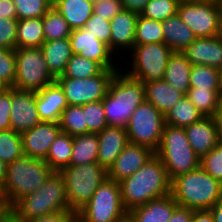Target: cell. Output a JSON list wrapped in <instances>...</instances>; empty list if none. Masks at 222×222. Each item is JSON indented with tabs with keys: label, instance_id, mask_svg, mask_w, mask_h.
Segmentation results:
<instances>
[{
	"label": "cell",
	"instance_id": "obj_62",
	"mask_svg": "<svg viewBox=\"0 0 222 222\" xmlns=\"http://www.w3.org/2000/svg\"><path fill=\"white\" fill-rule=\"evenodd\" d=\"M220 90L222 95V69H220Z\"/></svg>",
	"mask_w": 222,
	"mask_h": 222
},
{
	"label": "cell",
	"instance_id": "obj_17",
	"mask_svg": "<svg viewBox=\"0 0 222 222\" xmlns=\"http://www.w3.org/2000/svg\"><path fill=\"white\" fill-rule=\"evenodd\" d=\"M155 154L151 149L128 143L107 170V178L120 182L144 166Z\"/></svg>",
	"mask_w": 222,
	"mask_h": 222
},
{
	"label": "cell",
	"instance_id": "obj_29",
	"mask_svg": "<svg viewBox=\"0 0 222 222\" xmlns=\"http://www.w3.org/2000/svg\"><path fill=\"white\" fill-rule=\"evenodd\" d=\"M99 139L97 133H86L73 137L70 165H85L98 161Z\"/></svg>",
	"mask_w": 222,
	"mask_h": 222
},
{
	"label": "cell",
	"instance_id": "obj_2",
	"mask_svg": "<svg viewBox=\"0 0 222 222\" xmlns=\"http://www.w3.org/2000/svg\"><path fill=\"white\" fill-rule=\"evenodd\" d=\"M144 101V83L127 75L120 66L102 100L108 126L126 128L131 115Z\"/></svg>",
	"mask_w": 222,
	"mask_h": 222
},
{
	"label": "cell",
	"instance_id": "obj_55",
	"mask_svg": "<svg viewBox=\"0 0 222 222\" xmlns=\"http://www.w3.org/2000/svg\"><path fill=\"white\" fill-rule=\"evenodd\" d=\"M218 129L220 131V135L222 137V95H220L217 111L214 116Z\"/></svg>",
	"mask_w": 222,
	"mask_h": 222
},
{
	"label": "cell",
	"instance_id": "obj_27",
	"mask_svg": "<svg viewBox=\"0 0 222 222\" xmlns=\"http://www.w3.org/2000/svg\"><path fill=\"white\" fill-rule=\"evenodd\" d=\"M52 6L64 17L72 30L84 28L93 14L92 0H53Z\"/></svg>",
	"mask_w": 222,
	"mask_h": 222
},
{
	"label": "cell",
	"instance_id": "obj_60",
	"mask_svg": "<svg viewBox=\"0 0 222 222\" xmlns=\"http://www.w3.org/2000/svg\"><path fill=\"white\" fill-rule=\"evenodd\" d=\"M215 1H216V4H217V7H218L220 20H221V23H222V0H215Z\"/></svg>",
	"mask_w": 222,
	"mask_h": 222
},
{
	"label": "cell",
	"instance_id": "obj_48",
	"mask_svg": "<svg viewBox=\"0 0 222 222\" xmlns=\"http://www.w3.org/2000/svg\"><path fill=\"white\" fill-rule=\"evenodd\" d=\"M11 87L0 92V131L11 129Z\"/></svg>",
	"mask_w": 222,
	"mask_h": 222
},
{
	"label": "cell",
	"instance_id": "obj_20",
	"mask_svg": "<svg viewBox=\"0 0 222 222\" xmlns=\"http://www.w3.org/2000/svg\"><path fill=\"white\" fill-rule=\"evenodd\" d=\"M182 53L192 65L201 64L222 69V34L195 38Z\"/></svg>",
	"mask_w": 222,
	"mask_h": 222
},
{
	"label": "cell",
	"instance_id": "obj_35",
	"mask_svg": "<svg viewBox=\"0 0 222 222\" xmlns=\"http://www.w3.org/2000/svg\"><path fill=\"white\" fill-rule=\"evenodd\" d=\"M45 41L69 38L72 29L64 17L52 6L42 17Z\"/></svg>",
	"mask_w": 222,
	"mask_h": 222
},
{
	"label": "cell",
	"instance_id": "obj_9",
	"mask_svg": "<svg viewBox=\"0 0 222 222\" xmlns=\"http://www.w3.org/2000/svg\"><path fill=\"white\" fill-rule=\"evenodd\" d=\"M127 213L122 203L119 182L106 178L76 213V218L80 222H116Z\"/></svg>",
	"mask_w": 222,
	"mask_h": 222
},
{
	"label": "cell",
	"instance_id": "obj_11",
	"mask_svg": "<svg viewBox=\"0 0 222 222\" xmlns=\"http://www.w3.org/2000/svg\"><path fill=\"white\" fill-rule=\"evenodd\" d=\"M165 126L164 114L152 103L144 101L131 115L126 131L129 143L145 146L156 152Z\"/></svg>",
	"mask_w": 222,
	"mask_h": 222
},
{
	"label": "cell",
	"instance_id": "obj_46",
	"mask_svg": "<svg viewBox=\"0 0 222 222\" xmlns=\"http://www.w3.org/2000/svg\"><path fill=\"white\" fill-rule=\"evenodd\" d=\"M18 19L0 18V47L9 50L17 48Z\"/></svg>",
	"mask_w": 222,
	"mask_h": 222
},
{
	"label": "cell",
	"instance_id": "obj_21",
	"mask_svg": "<svg viewBox=\"0 0 222 222\" xmlns=\"http://www.w3.org/2000/svg\"><path fill=\"white\" fill-rule=\"evenodd\" d=\"M36 106L41 121L59 122L61 113L68 103L57 81L36 92Z\"/></svg>",
	"mask_w": 222,
	"mask_h": 222
},
{
	"label": "cell",
	"instance_id": "obj_54",
	"mask_svg": "<svg viewBox=\"0 0 222 222\" xmlns=\"http://www.w3.org/2000/svg\"><path fill=\"white\" fill-rule=\"evenodd\" d=\"M209 210L214 217V222H222V195Z\"/></svg>",
	"mask_w": 222,
	"mask_h": 222
},
{
	"label": "cell",
	"instance_id": "obj_44",
	"mask_svg": "<svg viewBox=\"0 0 222 222\" xmlns=\"http://www.w3.org/2000/svg\"><path fill=\"white\" fill-rule=\"evenodd\" d=\"M16 75L15 50L0 47V77L12 87Z\"/></svg>",
	"mask_w": 222,
	"mask_h": 222
},
{
	"label": "cell",
	"instance_id": "obj_4",
	"mask_svg": "<svg viewBox=\"0 0 222 222\" xmlns=\"http://www.w3.org/2000/svg\"><path fill=\"white\" fill-rule=\"evenodd\" d=\"M52 172L44 160L23 155L7 164L6 179L0 196L11 208L22 197L37 191Z\"/></svg>",
	"mask_w": 222,
	"mask_h": 222
},
{
	"label": "cell",
	"instance_id": "obj_36",
	"mask_svg": "<svg viewBox=\"0 0 222 222\" xmlns=\"http://www.w3.org/2000/svg\"><path fill=\"white\" fill-rule=\"evenodd\" d=\"M220 89H189L186 97L204 115L214 117L217 111Z\"/></svg>",
	"mask_w": 222,
	"mask_h": 222
},
{
	"label": "cell",
	"instance_id": "obj_3",
	"mask_svg": "<svg viewBox=\"0 0 222 222\" xmlns=\"http://www.w3.org/2000/svg\"><path fill=\"white\" fill-rule=\"evenodd\" d=\"M171 194L180 207L209 210L222 195V183L199 167L174 178Z\"/></svg>",
	"mask_w": 222,
	"mask_h": 222
},
{
	"label": "cell",
	"instance_id": "obj_12",
	"mask_svg": "<svg viewBox=\"0 0 222 222\" xmlns=\"http://www.w3.org/2000/svg\"><path fill=\"white\" fill-rule=\"evenodd\" d=\"M120 69H104L99 75L89 78H56L62 87L68 105H85L103 100L111 80Z\"/></svg>",
	"mask_w": 222,
	"mask_h": 222
},
{
	"label": "cell",
	"instance_id": "obj_59",
	"mask_svg": "<svg viewBox=\"0 0 222 222\" xmlns=\"http://www.w3.org/2000/svg\"><path fill=\"white\" fill-rule=\"evenodd\" d=\"M116 222H135V220L129 213H127L124 217L118 219Z\"/></svg>",
	"mask_w": 222,
	"mask_h": 222
},
{
	"label": "cell",
	"instance_id": "obj_56",
	"mask_svg": "<svg viewBox=\"0 0 222 222\" xmlns=\"http://www.w3.org/2000/svg\"><path fill=\"white\" fill-rule=\"evenodd\" d=\"M1 222H29V221L19 218L13 211L9 210Z\"/></svg>",
	"mask_w": 222,
	"mask_h": 222
},
{
	"label": "cell",
	"instance_id": "obj_31",
	"mask_svg": "<svg viewBox=\"0 0 222 222\" xmlns=\"http://www.w3.org/2000/svg\"><path fill=\"white\" fill-rule=\"evenodd\" d=\"M17 48H40L45 42L41 18L18 20Z\"/></svg>",
	"mask_w": 222,
	"mask_h": 222
},
{
	"label": "cell",
	"instance_id": "obj_38",
	"mask_svg": "<svg viewBox=\"0 0 222 222\" xmlns=\"http://www.w3.org/2000/svg\"><path fill=\"white\" fill-rule=\"evenodd\" d=\"M190 89H220V69L206 65H192Z\"/></svg>",
	"mask_w": 222,
	"mask_h": 222
},
{
	"label": "cell",
	"instance_id": "obj_15",
	"mask_svg": "<svg viewBox=\"0 0 222 222\" xmlns=\"http://www.w3.org/2000/svg\"><path fill=\"white\" fill-rule=\"evenodd\" d=\"M10 109L11 129L19 134L41 122L36 106L35 91L18 90L11 87Z\"/></svg>",
	"mask_w": 222,
	"mask_h": 222
},
{
	"label": "cell",
	"instance_id": "obj_50",
	"mask_svg": "<svg viewBox=\"0 0 222 222\" xmlns=\"http://www.w3.org/2000/svg\"><path fill=\"white\" fill-rule=\"evenodd\" d=\"M0 18L17 19V9L13 0H0Z\"/></svg>",
	"mask_w": 222,
	"mask_h": 222
},
{
	"label": "cell",
	"instance_id": "obj_37",
	"mask_svg": "<svg viewBox=\"0 0 222 222\" xmlns=\"http://www.w3.org/2000/svg\"><path fill=\"white\" fill-rule=\"evenodd\" d=\"M164 42L162 21L147 19L139 14L135 29L134 45Z\"/></svg>",
	"mask_w": 222,
	"mask_h": 222
},
{
	"label": "cell",
	"instance_id": "obj_23",
	"mask_svg": "<svg viewBox=\"0 0 222 222\" xmlns=\"http://www.w3.org/2000/svg\"><path fill=\"white\" fill-rule=\"evenodd\" d=\"M178 206L170 193L132 208L128 213L135 222H168Z\"/></svg>",
	"mask_w": 222,
	"mask_h": 222
},
{
	"label": "cell",
	"instance_id": "obj_28",
	"mask_svg": "<svg viewBox=\"0 0 222 222\" xmlns=\"http://www.w3.org/2000/svg\"><path fill=\"white\" fill-rule=\"evenodd\" d=\"M191 66L192 64L182 52H173L166 66L163 79L186 95L190 89Z\"/></svg>",
	"mask_w": 222,
	"mask_h": 222
},
{
	"label": "cell",
	"instance_id": "obj_13",
	"mask_svg": "<svg viewBox=\"0 0 222 222\" xmlns=\"http://www.w3.org/2000/svg\"><path fill=\"white\" fill-rule=\"evenodd\" d=\"M177 14L191 28L196 38L222 34V23L215 0L180 2Z\"/></svg>",
	"mask_w": 222,
	"mask_h": 222
},
{
	"label": "cell",
	"instance_id": "obj_41",
	"mask_svg": "<svg viewBox=\"0 0 222 222\" xmlns=\"http://www.w3.org/2000/svg\"><path fill=\"white\" fill-rule=\"evenodd\" d=\"M17 9V19H33L43 17L52 7V0H13Z\"/></svg>",
	"mask_w": 222,
	"mask_h": 222
},
{
	"label": "cell",
	"instance_id": "obj_57",
	"mask_svg": "<svg viewBox=\"0 0 222 222\" xmlns=\"http://www.w3.org/2000/svg\"><path fill=\"white\" fill-rule=\"evenodd\" d=\"M6 172H7V164L0 160V192L2 191L3 185L6 179Z\"/></svg>",
	"mask_w": 222,
	"mask_h": 222
},
{
	"label": "cell",
	"instance_id": "obj_40",
	"mask_svg": "<svg viewBox=\"0 0 222 222\" xmlns=\"http://www.w3.org/2000/svg\"><path fill=\"white\" fill-rule=\"evenodd\" d=\"M179 3L178 0H150L140 15L147 19L164 21L177 15Z\"/></svg>",
	"mask_w": 222,
	"mask_h": 222
},
{
	"label": "cell",
	"instance_id": "obj_10",
	"mask_svg": "<svg viewBox=\"0 0 222 222\" xmlns=\"http://www.w3.org/2000/svg\"><path fill=\"white\" fill-rule=\"evenodd\" d=\"M16 75L13 88L39 91L56 81L50 73L41 48H16Z\"/></svg>",
	"mask_w": 222,
	"mask_h": 222
},
{
	"label": "cell",
	"instance_id": "obj_34",
	"mask_svg": "<svg viewBox=\"0 0 222 222\" xmlns=\"http://www.w3.org/2000/svg\"><path fill=\"white\" fill-rule=\"evenodd\" d=\"M104 68L96 61L73 54L69 59L65 72L57 78H89L99 75Z\"/></svg>",
	"mask_w": 222,
	"mask_h": 222
},
{
	"label": "cell",
	"instance_id": "obj_32",
	"mask_svg": "<svg viewBox=\"0 0 222 222\" xmlns=\"http://www.w3.org/2000/svg\"><path fill=\"white\" fill-rule=\"evenodd\" d=\"M72 149L73 137L60 132L52 142L49 153L44 161L53 171L59 172L64 167L70 165Z\"/></svg>",
	"mask_w": 222,
	"mask_h": 222
},
{
	"label": "cell",
	"instance_id": "obj_39",
	"mask_svg": "<svg viewBox=\"0 0 222 222\" xmlns=\"http://www.w3.org/2000/svg\"><path fill=\"white\" fill-rule=\"evenodd\" d=\"M22 136L13 129L0 131V160L6 164L22 157Z\"/></svg>",
	"mask_w": 222,
	"mask_h": 222
},
{
	"label": "cell",
	"instance_id": "obj_53",
	"mask_svg": "<svg viewBox=\"0 0 222 222\" xmlns=\"http://www.w3.org/2000/svg\"><path fill=\"white\" fill-rule=\"evenodd\" d=\"M191 222H214V217L210 210H194Z\"/></svg>",
	"mask_w": 222,
	"mask_h": 222
},
{
	"label": "cell",
	"instance_id": "obj_43",
	"mask_svg": "<svg viewBox=\"0 0 222 222\" xmlns=\"http://www.w3.org/2000/svg\"><path fill=\"white\" fill-rule=\"evenodd\" d=\"M200 167L222 183V137L218 145L201 158Z\"/></svg>",
	"mask_w": 222,
	"mask_h": 222
},
{
	"label": "cell",
	"instance_id": "obj_19",
	"mask_svg": "<svg viewBox=\"0 0 222 222\" xmlns=\"http://www.w3.org/2000/svg\"><path fill=\"white\" fill-rule=\"evenodd\" d=\"M184 129L189 144L200 159L214 149L221 139L216 120L211 116H204Z\"/></svg>",
	"mask_w": 222,
	"mask_h": 222
},
{
	"label": "cell",
	"instance_id": "obj_49",
	"mask_svg": "<svg viewBox=\"0 0 222 222\" xmlns=\"http://www.w3.org/2000/svg\"><path fill=\"white\" fill-rule=\"evenodd\" d=\"M75 219L76 213L73 210H63L45 216L35 217L29 220V222H73Z\"/></svg>",
	"mask_w": 222,
	"mask_h": 222
},
{
	"label": "cell",
	"instance_id": "obj_6",
	"mask_svg": "<svg viewBox=\"0 0 222 222\" xmlns=\"http://www.w3.org/2000/svg\"><path fill=\"white\" fill-rule=\"evenodd\" d=\"M155 154L163 162L169 179L200 167V158L188 142L184 127L165 124L159 148Z\"/></svg>",
	"mask_w": 222,
	"mask_h": 222
},
{
	"label": "cell",
	"instance_id": "obj_47",
	"mask_svg": "<svg viewBox=\"0 0 222 222\" xmlns=\"http://www.w3.org/2000/svg\"><path fill=\"white\" fill-rule=\"evenodd\" d=\"M123 10L120 0H95L93 1V13L111 20L117 13Z\"/></svg>",
	"mask_w": 222,
	"mask_h": 222
},
{
	"label": "cell",
	"instance_id": "obj_8",
	"mask_svg": "<svg viewBox=\"0 0 222 222\" xmlns=\"http://www.w3.org/2000/svg\"><path fill=\"white\" fill-rule=\"evenodd\" d=\"M172 53L173 51L164 42L134 45L131 52L127 53L130 56H126L131 60L128 59L125 62L129 61L130 64L129 62H120L126 64L123 71L127 75L146 83L163 80L164 72Z\"/></svg>",
	"mask_w": 222,
	"mask_h": 222
},
{
	"label": "cell",
	"instance_id": "obj_18",
	"mask_svg": "<svg viewBox=\"0 0 222 222\" xmlns=\"http://www.w3.org/2000/svg\"><path fill=\"white\" fill-rule=\"evenodd\" d=\"M138 17V13L123 9L110 20V50L115 56H120L119 61L121 60L120 58L127 56L126 52L129 53L134 46L135 29Z\"/></svg>",
	"mask_w": 222,
	"mask_h": 222
},
{
	"label": "cell",
	"instance_id": "obj_7",
	"mask_svg": "<svg viewBox=\"0 0 222 222\" xmlns=\"http://www.w3.org/2000/svg\"><path fill=\"white\" fill-rule=\"evenodd\" d=\"M69 208L77 213L107 178V170L96 162L61 169Z\"/></svg>",
	"mask_w": 222,
	"mask_h": 222
},
{
	"label": "cell",
	"instance_id": "obj_1",
	"mask_svg": "<svg viewBox=\"0 0 222 222\" xmlns=\"http://www.w3.org/2000/svg\"><path fill=\"white\" fill-rule=\"evenodd\" d=\"M119 184L122 203L128 212L132 208L171 193V180L163 162L156 154Z\"/></svg>",
	"mask_w": 222,
	"mask_h": 222
},
{
	"label": "cell",
	"instance_id": "obj_61",
	"mask_svg": "<svg viewBox=\"0 0 222 222\" xmlns=\"http://www.w3.org/2000/svg\"><path fill=\"white\" fill-rule=\"evenodd\" d=\"M9 88V86L4 82V80L0 77V92L5 91Z\"/></svg>",
	"mask_w": 222,
	"mask_h": 222
},
{
	"label": "cell",
	"instance_id": "obj_14",
	"mask_svg": "<svg viewBox=\"0 0 222 222\" xmlns=\"http://www.w3.org/2000/svg\"><path fill=\"white\" fill-rule=\"evenodd\" d=\"M69 39L73 54L96 61L104 69H119L118 65L122 67V64H118L119 61L109 46L100 41L90 30L74 29L71 31Z\"/></svg>",
	"mask_w": 222,
	"mask_h": 222
},
{
	"label": "cell",
	"instance_id": "obj_24",
	"mask_svg": "<svg viewBox=\"0 0 222 222\" xmlns=\"http://www.w3.org/2000/svg\"><path fill=\"white\" fill-rule=\"evenodd\" d=\"M40 48L50 73L55 78L61 76L65 72L67 63L73 55L70 39L45 41Z\"/></svg>",
	"mask_w": 222,
	"mask_h": 222
},
{
	"label": "cell",
	"instance_id": "obj_51",
	"mask_svg": "<svg viewBox=\"0 0 222 222\" xmlns=\"http://www.w3.org/2000/svg\"><path fill=\"white\" fill-rule=\"evenodd\" d=\"M193 211L192 209L178 206L168 222H191Z\"/></svg>",
	"mask_w": 222,
	"mask_h": 222
},
{
	"label": "cell",
	"instance_id": "obj_63",
	"mask_svg": "<svg viewBox=\"0 0 222 222\" xmlns=\"http://www.w3.org/2000/svg\"><path fill=\"white\" fill-rule=\"evenodd\" d=\"M179 2H188V1H202V0H178Z\"/></svg>",
	"mask_w": 222,
	"mask_h": 222
},
{
	"label": "cell",
	"instance_id": "obj_64",
	"mask_svg": "<svg viewBox=\"0 0 222 222\" xmlns=\"http://www.w3.org/2000/svg\"><path fill=\"white\" fill-rule=\"evenodd\" d=\"M73 222H80L77 218Z\"/></svg>",
	"mask_w": 222,
	"mask_h": 222
},
{
	"label": "cell",
	"instance_id": "obj_25",
	"mask_svg": "<svg viewBox=\"0 0 222 222\" xmlns=\"http://www.w3.org/2000/svg\"><path fill=\"white\" fill-rule=\"evenodd\" d=\"M144 88L145 101L152 103L164 115L185 96L164 79L146 82Z\"/></svg>",
	"mask_w": 222,
	"mask_h": 222
},
{
	"label": "cell",
	"instance_id": "obj_33",
	"mask_svg": "<svg viewBox=\"0 0 222 222\" xmlns=\"http://www.w3.org/2000/svg\"><path fill=\"white\" fill-rule=\"evenodd\" d=\"M58 123L61 132L72 137L88 133V125L85 123V113L82 106L68 105L62 111Z\"/></svg>",
	"mask_w": 222,
	"mask_h": 222
},
{
	"label": "cell",
	"instance_id": "obj_22",
	"mask_svg": "<svg viewBox=\"0 0 222 222\" xmlns=\"http://www.w3.org/2000/svg\"><path fill=\"white\" fill-rule=\"evenodd\" d=\"M97 136L99 139L97 163L108 170L129 143L127 131L123 127L107 126L98 132Z\"/></svg>",
	"mask_w": 222,
	"mask_h": 222
},
{
	"label": "cell",
	"instance_id": "obj_45",
	"mask_svg": "<svg viewBox=\"0 0 222 222\" xmlns=\"http://www.w3.org/2000/svg\"><path fill=\"white\" fill-rule=\"evenodd\" d=\"M86 30H90L93 35L107 44L110 48V38H111V25L110 20H106L97 14H92V16L86 22L84 27Z\"/></svg>",
	"mask_w": 222,
	"mask_h": 222
},
{
	"label": "cell",
	"instance_id": "obj_5",
	"mask_svg": "<svg viewBox=\"0 0 222 222\" xmlns=\"http://www.w3.org/2000/svg\"><path fill=\"white\" fill-rule=\"evenodd\" d=\"M10 210L27 221L54 212L71 210L63 176L60 172L53 171L37 191L19 199Z\"/></svg>",
	"mask_w": 222,
	"mask_h": 222
},
{
	"label": "cell",
	"instance_id": "obj_16",
	"mask_svg": "<svg viewBox=\"0 0 222 222\" xmlns=\"http://www.w3.org/2000/svg\"><path fill=\"white\" fill-rule=\"evenodd\" d=\"M60 132L58 122L41 121L21 134L23 154L30 158L45 160L52 142Z\"/></svg>",
	"mask_w": 222,
	"mask_h": 222
},
{
	"label": "cell",
	"instance_id": "obj_58",
	"mask_svg": "<svg viewBox=\"0 0 222 222\" xmlns=\"http://www.w3.org/2000/svg\"><path fill=\"white\" fill-rule=\"evenodd\" d=\"M10 210V206L6 203V201L0 196V222L4 218V216Z\"/></svg>",
	"mask_w": 222,
	"mask_h": 222
},
{
	"label": "cell",
	"instance_id": "obj_42",
	"mask_svg": "<svg viewBox=\"0 0 222 222\" xmlns=\"http://www.w3.org/2000/svg\"><path fill=\"white\" fill-rule=\"evenodd\" d=\"M88 133H98L108 126L102 100L82 105Z\"/></svg>",
	"mask_w": 222,
	"mask_h": 222
},
{
	"label": "cell",
	"instance_id": "obj_52",
	"mask_svg": "<svg viewBox=\"0 0 222 222\" xmlns=\"http://www.w3.org/2000/svg\"><path fill=\"white\" fill-rule=\"evenodd\" d=\"M120 1L122 2L123 9L141 14L146 4L150 0H120Z\"/></svg>",
	"mask_w": 222,
	"mask_h": 222
},
{
	"label": "cell",
	"instance_id": "obj_26",
	"mask_svg": "<svg viewBox=\"0 0 222 222\" xmlns=\"http://www.w3.org/2000/svg\"><path fill=\"white\" fill-rule=\"evenodd\" d=\"M164 43L173 52H182L194 40L195 35L191 28L177 15L162 21Z\"/></svg>",
	"mask_w": 222,
	"mask_h": 222
},
{
	"label": "cell",
	"instance_id": "obj_30",
	"mask_svg": "<svg viewBox=\"0 0 222 222\" xmlns=\"http://www.w3.org/2000/svg\"><path fill=\"white\" fill-rule=\"evenodd\" d=\"M204 115L195 105L183 96L165 115V124L174 127H186L199 121Z\"/></svg>",
	"mask_w": 222,
	"mask_h": 222
}]
</instances>
